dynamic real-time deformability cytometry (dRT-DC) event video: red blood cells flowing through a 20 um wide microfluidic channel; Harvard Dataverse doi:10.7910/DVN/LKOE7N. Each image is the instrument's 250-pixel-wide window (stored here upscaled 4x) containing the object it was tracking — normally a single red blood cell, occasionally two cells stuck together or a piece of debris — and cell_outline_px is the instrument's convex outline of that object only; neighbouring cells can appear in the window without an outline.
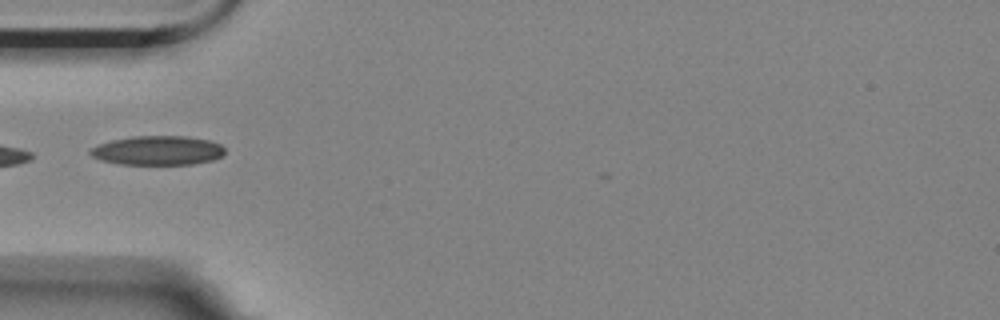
{"species": "Egyptian fruit bat (a non-hibernating species)", "species_latin": "Rousettus aegyptiacus", "temperature_condition": "room temperature", "stored_images_in_passage": 18, "camera_frame_rate_fps": 3000, "um_per_image_px": 0.085, "animal": {"sex": "female"}, "frame": {"image": 1, "passage_image": 1, "time_ms": 0.0, "image_size_px": [1000, 320], "cell_outline_px": [[224, 156], [212, 160], [192, 164], [120, 164], [100, 160], [92, 156], [88, 152], [92, 148], [100, 144], [112, 140], [132, 136], [188, 136], [212, 140], [220, 144], [224, 148]], "centroid_in_image_um": [13.44, 12.78], "position_along_channel_um": 71.6, "area_um2": 23.0}}